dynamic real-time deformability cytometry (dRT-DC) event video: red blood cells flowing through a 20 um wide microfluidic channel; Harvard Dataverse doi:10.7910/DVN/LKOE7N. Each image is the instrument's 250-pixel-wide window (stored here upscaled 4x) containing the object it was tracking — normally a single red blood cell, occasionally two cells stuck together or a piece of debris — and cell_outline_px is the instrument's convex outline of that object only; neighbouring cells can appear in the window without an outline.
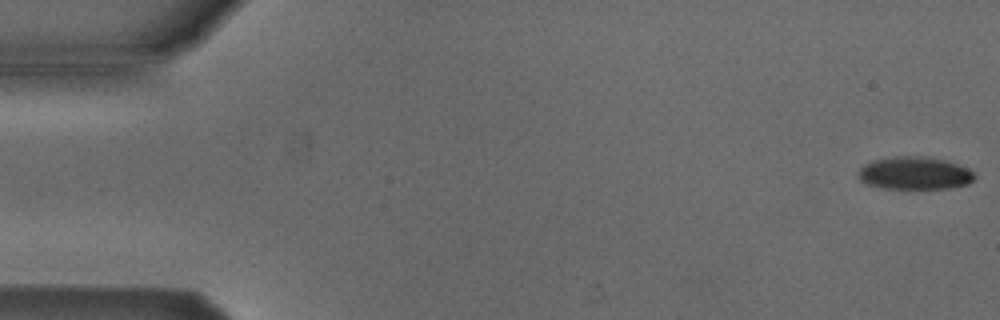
{"species": "Egyptian fruit bat (a non-hibernating species)", "species_latin": "Rousettus aegyptiacus", "temperature_condition": "cold", "stored_images_in_passage": 53, "camera_frame_rate_fps": 3000, "um_per_image_px": 0.085, "animal": {"sex": "male"}, "frame": {"image": 1, "passage_image": 1, "time_ms": 0.0, "image_size_px": [1000, 320], "cell_outline_px": [[976, 176], [968, 184], [948, 188], [884, 188], [868, 184], [860, 180], [856, 172], [864, 164], [872, 160], [896, 156], [924, 156], [948, 160], [968, 168]], "centroid_in_image_um": [77.73, 14.7], "position_along_channel_um": 7.3, "area_um2": 22.25}}
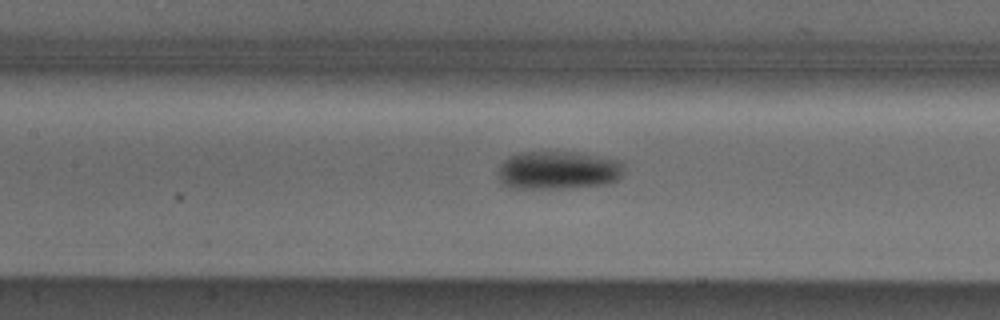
{"frame": {"image": 2, "passage_image": 24, "time_ms": 7.667, "image_size_px": [1000, 320], "cell_outline_px": [[624, 164], [620, 176], [616, 180], [608, 184], [564, 188], [508, 188], [500, 180], [500, 164], [508, 156], [520, 152], [576, 152], [616, 160]], "centroid_in_image_um": [47.42, 14.47], "position_along_channel_um": 160.0, "area_um2": 27.86}}
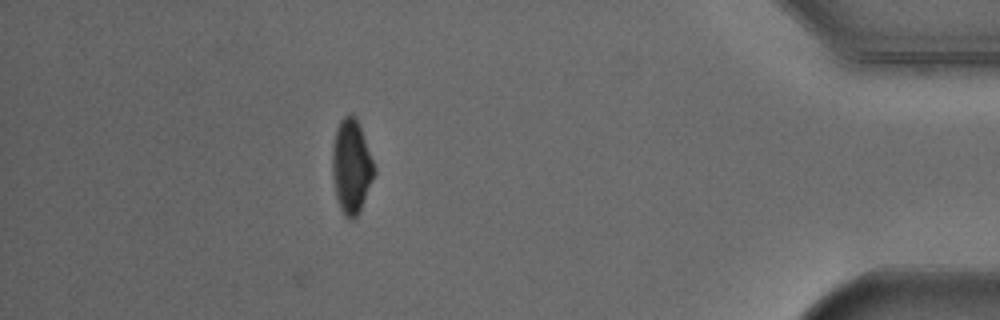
{"frame": {"image": 3, "passage_image": 47, "time_ms": 15.333, "image_size_px": [1000, 320], "cell_outline_px": [[376, 172], [360, 208], [356, 216], [352, 220], [344, 216], [340, 208], [336, 196], [332, 176], [332, 148], [336, 128], [340, 120], [344, 116], [356, 116], [376, 168]], "centroid_in_image_um": [29.85, 14.13], "position_along_channel_um": 405.3, "area_um2": 22.77}, "authors_computed_cell_mechanics": {"area_um2": 24.7962, "velocity_mm_per_s": 3.8785, "shape_relaxation_time_tau1_ms": 4.4154, "shape_relaxation_time_tau2_ms": null, "deformation_change_tau1": 0.1239, "deformation_change_tau2": null}}